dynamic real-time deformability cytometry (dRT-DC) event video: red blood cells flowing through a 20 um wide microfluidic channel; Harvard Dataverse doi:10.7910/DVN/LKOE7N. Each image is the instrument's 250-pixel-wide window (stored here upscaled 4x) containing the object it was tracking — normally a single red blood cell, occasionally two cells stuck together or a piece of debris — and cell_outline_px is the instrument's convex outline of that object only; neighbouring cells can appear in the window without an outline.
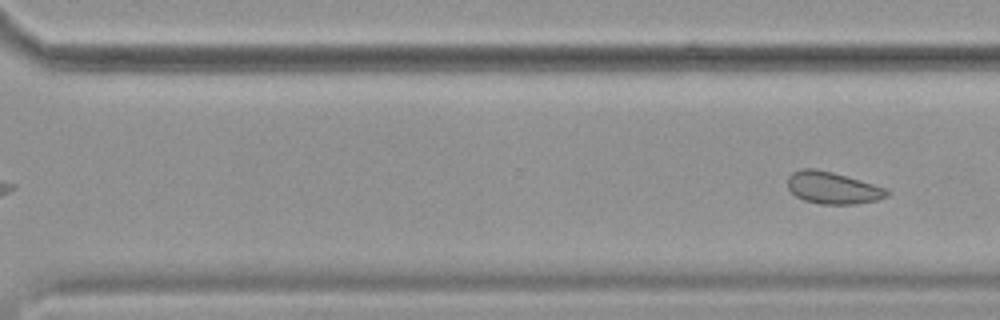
{"species": "common noctule bat (a hibernating species)", "species_latin": "Nyctalus noctula", "temperature_condition": "cold", "stored_images_in_passage": 37, "camera_frame_rate_fps": 3000, "um_per_image_px": 0.085, "animal": {"sex": "female", "body_mass_g": 19.9}, "frame": {"image": 1, "passage_image": 37, "time_ms": 12.0, "image_size_px": [1000, 320], "cell_outline_px": [[888, 196], [876, 200], [856, 204], [820, 204], [804, 200], [796, 196], [788, 188], [788, 176], [792, 172], [804, 168], [816, 168], [832, 172], [888, 188]], "centroid_in_image_um": [70.78, 15.96], "position_along_channel_um": 299.8, "area_um2": 18.5}}